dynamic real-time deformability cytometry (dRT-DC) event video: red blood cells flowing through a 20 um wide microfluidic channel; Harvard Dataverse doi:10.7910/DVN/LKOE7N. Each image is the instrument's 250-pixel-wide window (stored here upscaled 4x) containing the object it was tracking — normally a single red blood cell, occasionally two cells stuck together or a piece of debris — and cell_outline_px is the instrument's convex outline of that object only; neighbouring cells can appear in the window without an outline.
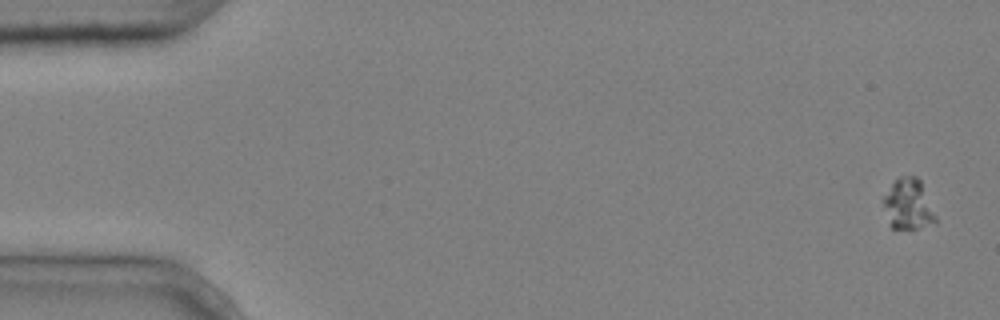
{"species": "common noctule bat (a hibernating species)", "species_latin": "Nyctalus noctula", "temperature_condition": "cold", "stored_images_in_passage": 5, "camera_frame_rate_fps": 3000, "um_per_image_px": 0.085, "animal": {"sex": "male", "body_mass_g": 20.4}, "frame": {"image": 1, "passage_image": 1, "time_ms": 0.0, "image_size_px": [1000, 320], "cell_outline_px": [[936, 224], [916, 228], [892, 228], [888, 224], [884, 204], [884, 196], [892, 184], [900, 176], [916, 176], [920, 180], [936, 216]], "centroid_in_image_um": [77.21, 17.38], "position_along_channel_um": 7.8, "area_um2": 15.14}}
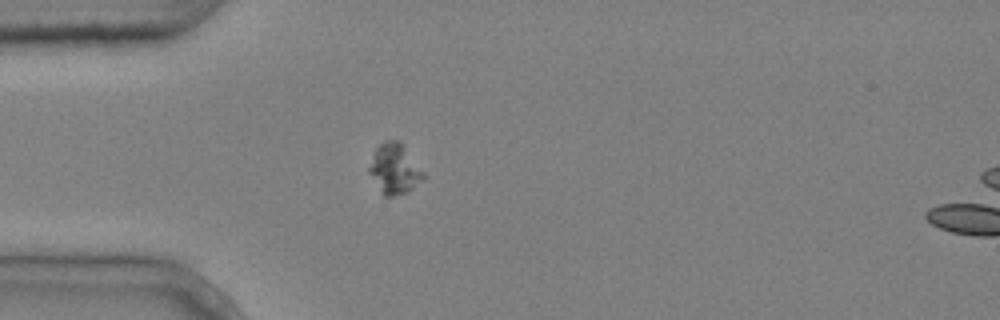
{"frame": {"image": 2, "passage_image": 5, "time_ms": 1.333, "image_size_px": [1000, 320], "cell_outline_px": [[424, 180], [408, 192], [392, 196], [384, 196], [368, 172], [368, 168], [376, 148], [384, 140], [400, 140], [424, 172]], "centroid_in_image_um": [33.55, 14.35], "position_along_channel_um": 51.5, "area_um2": 15.84}}